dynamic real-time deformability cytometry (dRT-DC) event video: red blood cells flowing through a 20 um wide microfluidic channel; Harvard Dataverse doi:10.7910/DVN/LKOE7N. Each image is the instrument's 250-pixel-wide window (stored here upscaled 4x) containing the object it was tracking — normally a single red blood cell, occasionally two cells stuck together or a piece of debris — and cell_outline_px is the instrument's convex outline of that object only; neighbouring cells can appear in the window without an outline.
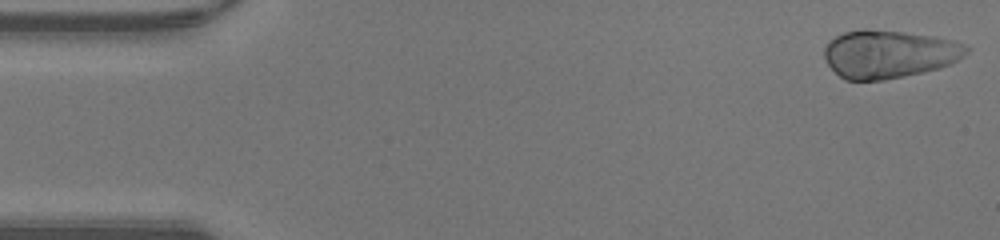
{"species": "human", "species_latin": "Homo sapiens", "temperature_condition": "warm", "stored_images_in_passage": 46, "camera_frame_rate_fps": 3000, "um_per_image_px": 0.085, "donor": {"sex": "male"}, "frame": {"image": 1, "passage_image": 1, "time_ms": 0.0, "image_size_px": [1000, 240], "cell_outline_px": [[972, 48], [964, 56], [952, 64], [940, 68], [904, 76], [884, 80], [844, 80], [824, 60], [824, 48], [836, 36], [844, 32], [864, 28], [904, 32], [932, 36], [952, 40], [968, 44]], "centroid_in_image_um": [75.6, 4.59], "position_along_channel_um": 9.4, "area_um2": 40.0}}
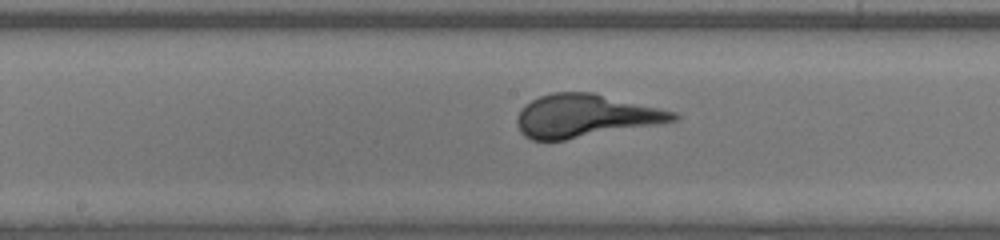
{"frame": {"image": 2, "passage_image": 23, "time_ms": 7.333, "image_size_px": [1000, 240], "cell_outline_px": [[680, 120], [564, 140], [532, 140], [524, 136], [520, 132], [516, 124], [516, 116], [520, 108], [524, 104], [540, 96], [552, 92], [592, 92], [676, 112], [680, 116]], "centroid_in_image_um": [49.7, 9.84], "position_along_channel_um": 198.5, "area_um2": 39.07}}
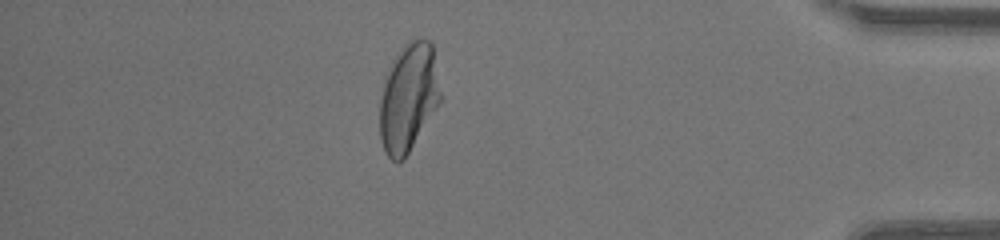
{"frame": {"image": 3, "passage_image": 40, "time_ms": 13.0, "image_size_px": [1000, 240], "cell_outline_px": [[444, 96], [440, 104], [404, 160], [396, 164], [384, 152], [380, 140], [380, 100], [384, 76], [392, 60], [408, 40], [420, 36], [428, 40], [432, 44]], "centroid_in_image_um": [34.75, 8.29], "position_along_channel_um": 400.5, "area_um2": 39.48}}